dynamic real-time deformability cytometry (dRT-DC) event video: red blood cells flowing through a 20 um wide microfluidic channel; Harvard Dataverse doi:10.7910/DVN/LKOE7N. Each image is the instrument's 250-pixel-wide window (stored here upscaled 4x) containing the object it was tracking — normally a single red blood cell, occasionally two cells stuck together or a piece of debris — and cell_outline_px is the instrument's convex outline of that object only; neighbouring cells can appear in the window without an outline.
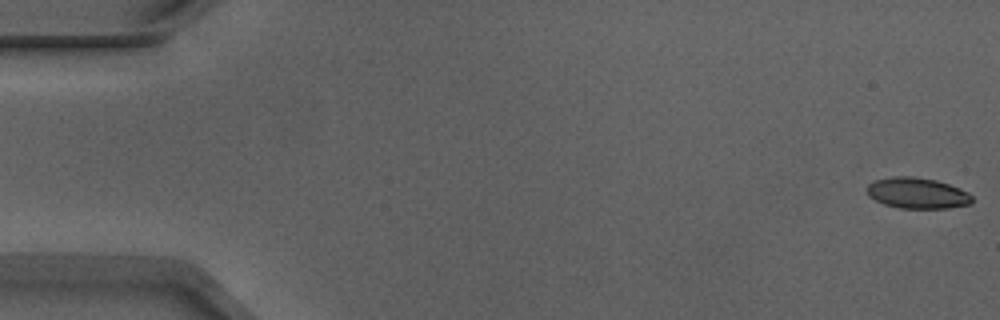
{"species": "Egyptian fruit bat (a non-hibernating species)", "species_latin": "Rousettus aegyptiacus", "temperature_condition": "warm", "stored_images_in_passage": 11, "camera_frame_rate_fps": 3000, "um_per_image_px": 0.085, "animal": {"sex": "male"}, "frame": {"image": 1, "passage_image": 1, "time_ms": 0.0, "image_size_px": [1000, 320], "cell_outline_px": [[972, 200], [968, 204], [948, 208], [900, 208], [884, 204], [868, 196], [868, 184], [876, 180], [892, 176], [912, 176], [936, 180], [960, 188], [968, 192], [972, 196]], "centroid_in_image_um": [77.96, 16.41], "position_along_channel_um": 7.0, "area_um2": 18.79}}